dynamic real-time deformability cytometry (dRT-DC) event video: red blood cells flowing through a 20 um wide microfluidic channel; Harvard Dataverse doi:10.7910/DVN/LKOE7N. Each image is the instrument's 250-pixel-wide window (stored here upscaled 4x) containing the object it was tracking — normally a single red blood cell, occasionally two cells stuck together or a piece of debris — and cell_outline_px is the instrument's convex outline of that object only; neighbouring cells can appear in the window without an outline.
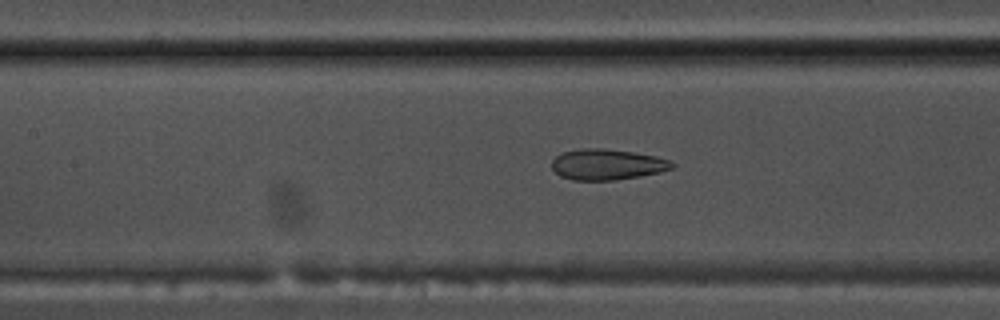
{"species": "common noctule bat (a hibernating species)", "species_latin": "Nyctalus noctula", "temperature_condition": "warm", "stored_images_in_passage": 55, "camera_frame_rate_fps": 3000, "um_per_image_px": 0.085, "animal": {"sex": "male", "body_mass_g": 17.5, "forearm_length_mm": 52.3}, "frame": {"image": 1, "passage_image": 25, "time_ms": 8.0, "image_size_px": [1000, 320], "cell_outline_px": [[676, 164], [672, 168], [660, 172], [640, 176], [612, 180], [572, 180], [560, 176], [552, 168], [552, 160], [560, 152], [580, 148], [604, 148], [632, 152], [656, 156], [672, 160]], "centroid_in_image_um": [51.6, 13.97], "position_along_channel_um": 155.8, "area_um2": 21.73}}
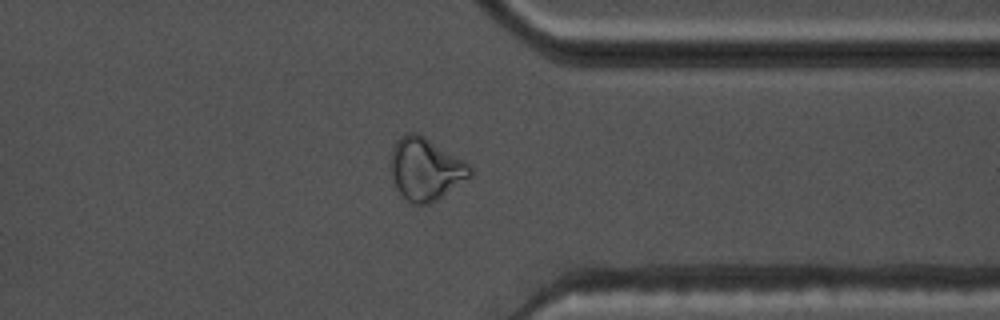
{"frame": {"image": 2, "passage_image": 43, "time_ms": 14.0, "image_size_px": [1000, 320], "cell_outline_px": [[472, 176], [436, 200], [428, 204], [412, 204], [396, 188], [392, 176], [392, 152], [400, 136], [408, 132], [416, 132], [424, 136], [464, 160], [472, 168]], "centroid_in_image_um": [36.2, 14.37], "position_along_channel_um": 375.2, "area_um2": 28.38}}
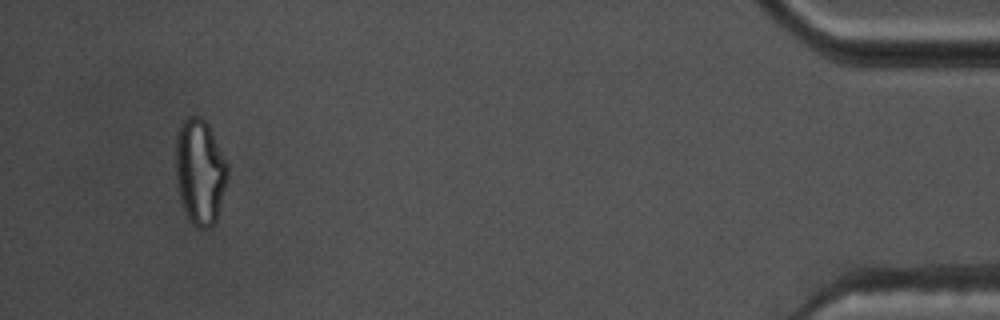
{"frame": {"image": 3, "passage_image": 52, "time_ms": 17.0, "image_size_px": [1000, 320], "cell_outline_px": [[228, 176], [216, 220], [208, 228], [196, 228], [192, 224], [180, 200], [176, 180], [176, 132], [184, 116], [200, 116], [208, 124], [228, 164]], "centroid_in_image_um": [16.98, 14.56], "position_along_channel_um": 418.2, "area_um2": 31.96}, "authors_computed_cell_mechanics": {"area_um2": 25.3164, "velocity_mm_per_s": 3.723, "shape_relaxation_time_tau1_ms": null, "shape_relaxation_time_tau2_ms": 1.7808, "deformation_change_tau1": null, "deformation_change_tau2": 0.0881}}